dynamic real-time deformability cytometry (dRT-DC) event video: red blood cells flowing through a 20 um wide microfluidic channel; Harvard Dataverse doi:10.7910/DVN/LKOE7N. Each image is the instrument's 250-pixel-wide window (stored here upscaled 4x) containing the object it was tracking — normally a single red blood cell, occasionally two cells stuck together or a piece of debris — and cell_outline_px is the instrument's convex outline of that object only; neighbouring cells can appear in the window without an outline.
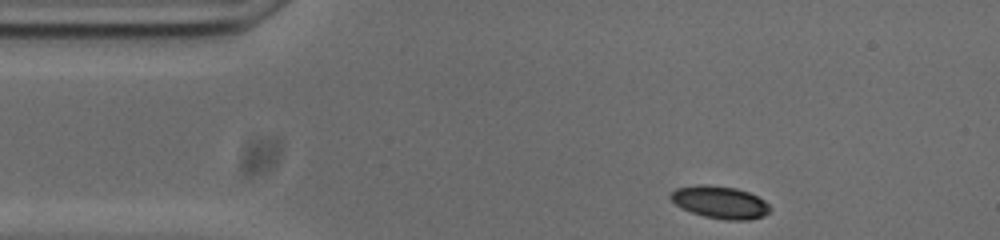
{"species": "common noctule bat (a hibernating species)", "species_latin": "Nyctalus noctula", "temperature_condition": "cold", "stored_images_in_passage": 47, "camera_frame_rate_fps": 3000, "um_per_image_px": 0.085, "animal": {"sex": "male", "body_mass_g": 20.0, "forearm_length_mm": 53.3}, "frame": {"image": 1, "passage_image": 1, "time_ms": 0.0, "image_size_px": [1000, 240], "cell_outline_px": [[772, 208], [764, 216], [748, 220], [724, 220], [704, 216], [680, 208], [668, 196], [676, 188], [700, 184], [704, 184], [736, 188], [748, 192], [764, 200]], "centroid_in_image_um": [61.2, 17.19], "position_along_channel_um": 23.8, "area_um2": 18.79}}
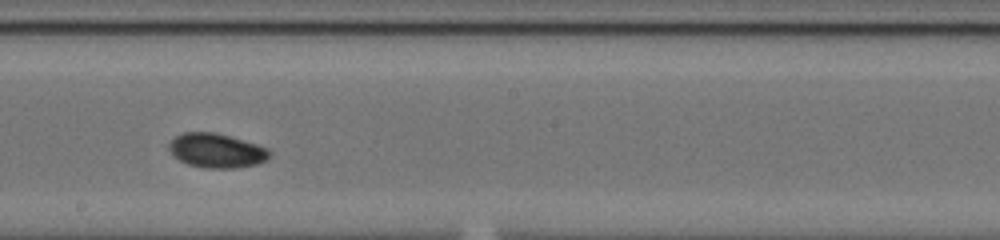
{"frame": {"image": 2, "passage_image": 22, "time_ms": 7.0, "image_size_px": [1000, 240], "cell_outline_px": [[272, 152], [264, 160], [256, 164], [236, 168], [204, 168], [188, 164], [172, 156], [168, 148], [168, 144], [176, 136], [184, 132], [216, 132], [256, 144], [268, 148]], "centroid_in_image_um": [18.37, 12.8], "position_along_channel_um": 229.8, "area_um2": 20.06}}
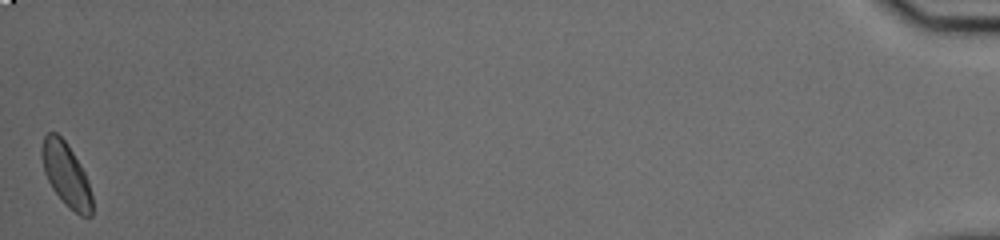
{"frame": {"image": 3, "passage_image": 47, "time_ms": 15.333, "image_size_px": [1000, 240], "cell_outline_px": [[92, 216], [80, 216], [64, 204], [52, 188], [44, 172], [40, 156], [40, 148], [44, 136], [48, 132], [56, 132], [68, 144], [80, 164], [88, 180], [92, 196]], "centroid_in_image_um": [5.6, 14.83], "position_along_channel_um": 429.6, "area_um2": 18.84}, "authors_computed_cell_mechanics": {"area_um2": 18.8428, "velocity_mm_per_s": 3.7146, "shape_relaxation_time_tau1_ms": 2.6964, "shape_relaxation_time_tau2_ms": null, "deformation_change_tau1": 0.089, "deformation_change_tau2": null}}